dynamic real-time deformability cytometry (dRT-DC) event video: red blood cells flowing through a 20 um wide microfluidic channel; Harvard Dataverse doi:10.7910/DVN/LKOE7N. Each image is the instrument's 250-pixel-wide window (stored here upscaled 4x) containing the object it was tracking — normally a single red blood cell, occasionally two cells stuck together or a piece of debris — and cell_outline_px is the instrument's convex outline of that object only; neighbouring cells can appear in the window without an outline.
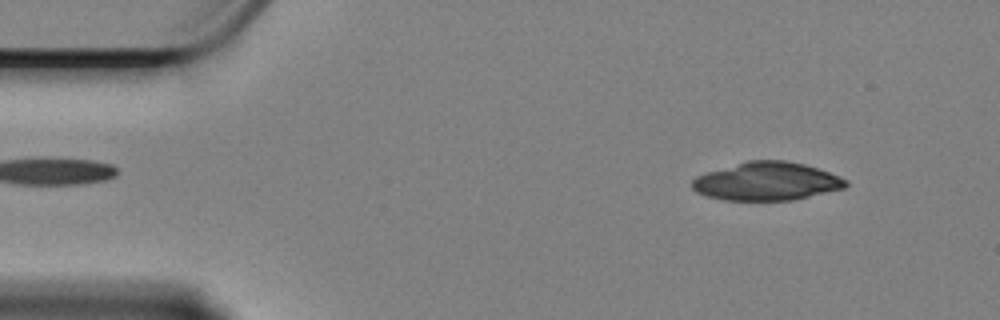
{"species": "Egyptian fruit bat (a non-hibernating species)", "species_latin": "Rousettus aegyptiacus", "temperature_condition": "cold", "stored_images_in_passage": 55, "camera_frame_rate_fps": 3000, "um_per_image_px": 0.085, "animal": {"sex": "female"}, "frame": {"image": 1, "passage_image": 4, "time_ms": 1.0, "image_size_px": [1000, 320], "cell_outline_px": [[848, 184], [844, 188], [792, 200], [724, 200], [708, 196], [696, 192], [692, 188], [692, 180], [696, 176], [708, 172], [748, 160], [784, 160], [804, 164], [840, 176], [848, 180]], "centroid_in_image_um": [65.17, 15.41], "position_along_channel_um": 19.8, "area_um2": 33.99}}